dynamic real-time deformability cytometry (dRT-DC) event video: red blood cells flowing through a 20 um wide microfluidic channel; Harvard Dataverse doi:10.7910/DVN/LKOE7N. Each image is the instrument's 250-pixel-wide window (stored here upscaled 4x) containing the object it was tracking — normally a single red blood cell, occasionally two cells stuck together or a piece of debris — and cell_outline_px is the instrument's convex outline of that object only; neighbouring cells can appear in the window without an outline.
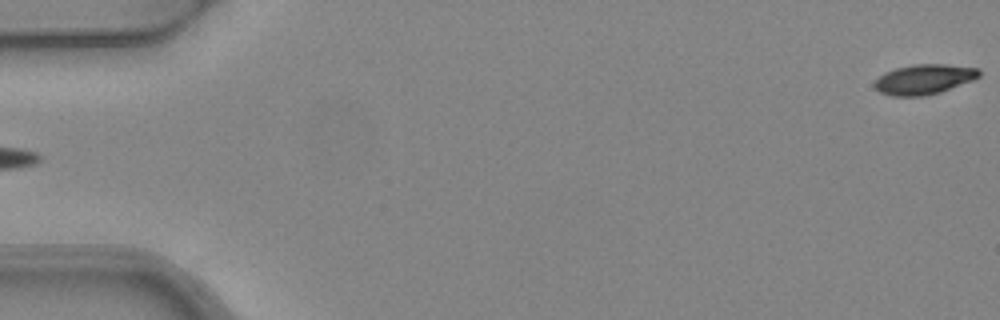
{"species": "common noctule bat (a hibernating species)", "species_latin": "Nyctalus noctula", "temperature_condition": "warm", "stored_images_in_passage": 3, "segment_of_instrument_passage": [2, 2], "camera_frame_rate_fps": 3000, "um_per_image_px": 0.085, "animal": {"sex": "female", "body_mass_g": 24.6, "forearm_length_mm": 56.2}, "frame": {"image": 1, "passage_image": 3, "time_ms": 0.667, "image_size_px": [1000, 320], "cell_outline_px": [[980, 76], [972, 80], [940, 92], [924, 96], [892, 96], [880, 92], [872, 84], [884, 72], [896, 68], [912, 64], [944, 64], [980, 68]], "centroid_in_image_um": [78.53, 6.73], "position_along_channel_um": 6.5, "area_um2": 18.26}}